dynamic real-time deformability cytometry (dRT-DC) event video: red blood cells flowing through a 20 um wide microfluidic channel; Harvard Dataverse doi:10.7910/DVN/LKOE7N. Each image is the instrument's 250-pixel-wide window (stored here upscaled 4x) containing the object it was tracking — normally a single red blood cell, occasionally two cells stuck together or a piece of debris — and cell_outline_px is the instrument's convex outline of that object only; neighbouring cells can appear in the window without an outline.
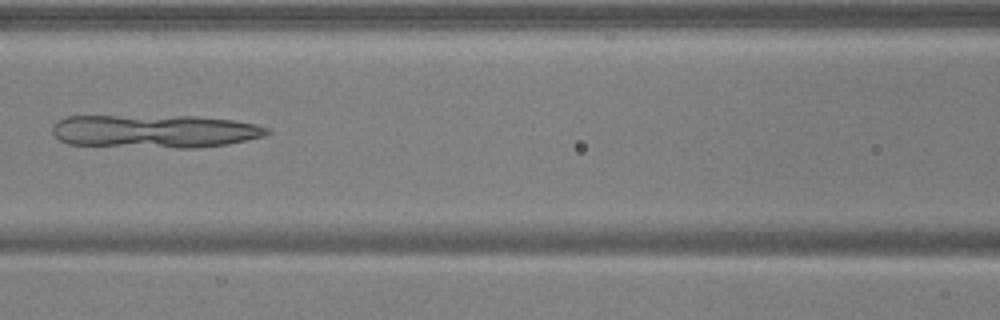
{"species": "common noctule bat (a hibernating species)", "species_latin": "Nyctalus noctula", "temperature_condition": "warm", "stored_images_in_passage": 7, "camera_frame_rate_fps": 3000, "um_per_image_px": 0.085, "animal": {"sex": "male", "body_mass_g": 17.9, "forearm_length_mm": 54.2}, "frame": {"image": 1, "passage_image": 7, "time_ms": 2.0, "image_size_px": [1000, 320], "cell_outline_px": [[272, 132], [264, 136], [228, 144], [196, 148], [176, 148], [68, 144], [60, 140], [52, 132], [52, 124], [56, 120], [68, 116], [196, 116], [232, 120], [256, 124], [268, 128]], "centroid_in_image_um": [13.15, 11.15], "position_along_channel_um": 153.5, "area_um2": 41.73}}